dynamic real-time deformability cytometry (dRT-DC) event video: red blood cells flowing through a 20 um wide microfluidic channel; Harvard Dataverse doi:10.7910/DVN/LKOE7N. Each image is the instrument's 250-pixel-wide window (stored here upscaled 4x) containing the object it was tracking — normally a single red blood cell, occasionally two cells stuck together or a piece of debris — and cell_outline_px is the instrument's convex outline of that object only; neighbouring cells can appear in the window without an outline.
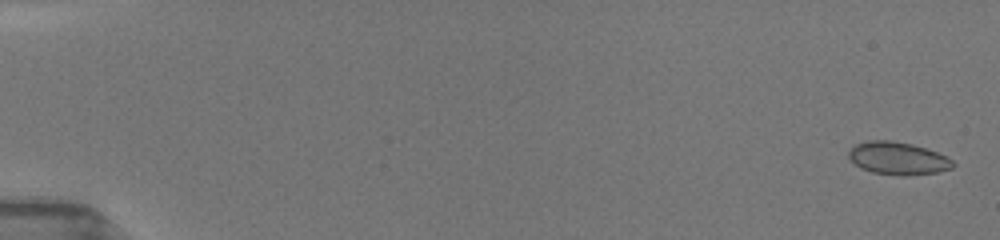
{"species": "common noctule bat (a hibernating species)", "species_latin": "Nyctalus noctula", "temperature_condition": "room temperature", "stored_images_in_passage": 47, "camera_frame_rate_fps": 3000, "um_per_image_px": 0.085, "animal": {"sex": "female", "body_mass_g": 19.5, "forearm_length_mm": 54.1}, "frame": {"image": 1, "passage_image": 2, "time_ms": 0.333, "image_size_px": [1000, 240], "cell_outline_px": [[956, 164], [952, 168], [936, 172], [908, 176], [900, 176], [872, 172], [860, 168], [848, 156], [848, 148], [852, 144], [868, 140], [888, 140], [912, 144], [948, 156]], "centroid_in_image_um": [76.29, 13.45], "position_along_channel_um": 8.7, "area_um2": 20.06}}
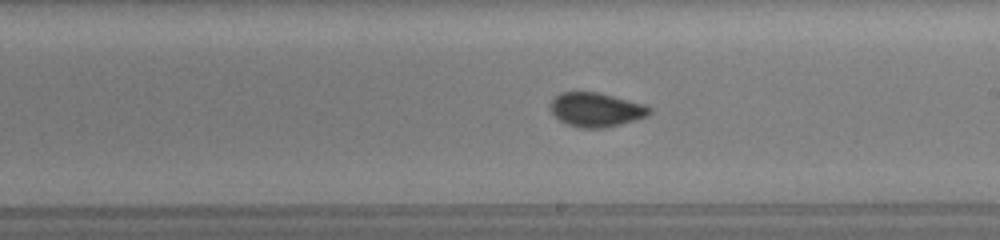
{"frame": {"image": 2, "passage_image": 29, "time_ms": 10.333, "image_size_px": [1000, 240], "cell_outline_px": [[652, 112], [648, 116], [636, 120], [604, 128], [584, 128], [568, 124], [560, 120], [548, 108], [548, 104], [560, 92], [600, 92], [644, 104], [652, 108]], "centroid_in_image_um": [50.68, 9.31], "position_along_channel_um": 238.3, "area_um2": 19.83}}
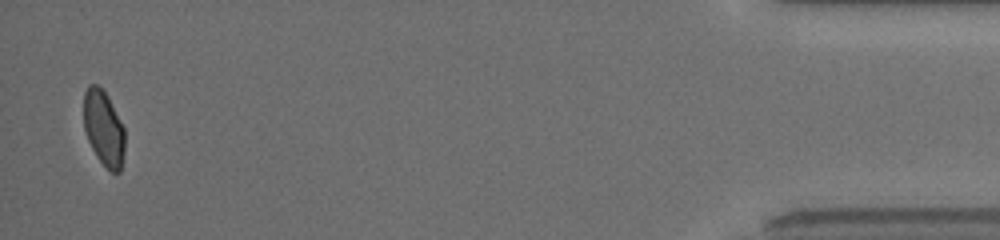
{"frame": {"image": 3, "passage_image": 47, "time_ms": 17.0, "image_size_px": [1000, 240], "cell_outline_px": [[124, 152], [120, 172], [112, 172], [96, 156], [88, 140], [84, 128], [84, 92], [88, 84], [96, 84], [108, 96], [124, 128]], "centroid_in_image_um": [8.8, 10.88], "position_along_channel_um": 426.4, "area_um2": 17.86}, "authors_computed_cell_mechanics": {"area_um2": 19.4208, "velocity_mm_per_s": 3.9852, "shape_relaxation_time_tau1_ms": null, "shape_relaxation_time_tau2_ms": 0.5931, "deformation_change_tau1": null, "deformation_change_tau2": 0.0482}}